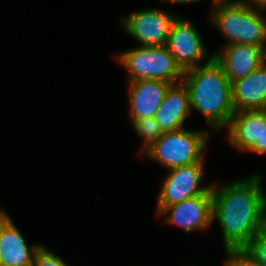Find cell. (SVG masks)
<instances>
[{
  "mask_svg": "<svg viewBox=\"0 0 266 266\" xmlns=\"http://www.w3.org/2000/svg\"><path fill=\"white\" fill-rule=\"evenodd\" d=\"M266 154V123H262L261 133V156Z\"/></svg>",
  "mask_w": 266,
  "mask_h": 266,
  "instance_id": "21",
  "label": "cell"
},
{
  "mask_svg": "<svg viewBox=\"0 0 266 266\" xmlns=\"http://www.w3.org/2000/svg\"><path fill=\"white\" fill-rule=\"evenodd\" d=\"M262 123H266V109L235 112L227 126L226 139L237 151L261 156Z\"/></svg>",
  "mask_w": 266,
  "mask_h": 266,
  "instance_id": "10",
  "label": "cell"
},
{
  "mask_svg": "<svg viewBox=\"0 0 266 266\" xmlns=\"http://www.w3.org/2000/svg\"><path fill=\"white\" fill-rule=\"evenodd\" d=\"M247 5L258 10H266V0H242Z\"/></svg>",
  "mask_w": 266,
  "mask_h": 266,
  "instance_id": "20",
  "label": "cell"
},
{
  "mask_svg": "<svg viewBox=\"0 0 266 266\" xmlns=\"http://www.w3.org/2000/svg\"><path fill=\"white\" fill-rule=\"evenodd\" d=\"M127 84L131 120L154 117L171 85L161 80H136Z\"/></svg>",
  "mask_w": 266,
  "mask_h": 266,
  "instance_id": "13",
  "label": "cell"
},
{
  "mask_svg": "<svg viewBox=\"0 0 266 266\" xmlns=\"http://www.w3.org/2000/svg\"><path fill=\"white\" fill-rule=\"evenodd\" d=\"M211 132L208 130L182 129L164 134L141 155L154 160L164 168L205 162V151Z\"/></svg>",
  "mask_w": 266,
  "mask_h": 266,
  "instance_id": "4",
  "label": "cell"
},
{
  "mask_svg": "<svg viewBox=\"0 0 266 266\" xmlns=\"http://www.w3.org/2000/svg\"><path fill=\"white\" fill-rule=\"evenodd\" d=\"M245 249L266 266V224L251 239Z\"/></svg>",
  "mask_w": 266,
  "mask_h": 266,
  "instance_id": "18",
  "label": "cell"
},
{
  "mask_svg": "<svg viewBox=\"0 0 266 266\" xmlns=\"http://www.w3.org/2000/svg\"><path fill=\"white\" fill-rule=\"evenodd\" d=\"M234 111L266 109V62L232 83Z\"/></svg>",
  "mask_w": 266,
  "mask_h": 266,
  "instance_id": "15",
  "label": "cell"
},
{
  "mask_svg": "<svg viewBox=\"0 0 266 266\" xmlns=\"http://www.w3.org/2000/svg\"><path fill=\"white\" fill-rule=\"evenodd\" d=\"M32 266H70L60 256L49 250L44 244L35 252Z\"/></svg>",
  "mask_w": 266,
  "mask_h": 266,
  "instance_id": "19",
  "label": "cell"
},
{
  "mask_svg": "<svg viewBox=\"0 0 266 266\" xmlns=\"http://www.w3.org/2000/svg\"><path fill=\"white\" fill-rule=\"evenodd\" d=\"M259 173L225 185L212 183L213 221L219 223L224 250L245 248L266 224V193Z\"/></svg>",
  "mask_w": 266,
  "mask_h": 266,
  "instance_id": "1",
  "label": "cell"
},
{
  "mask_svg": "<svg viewBox=\"0 0 266 266\" xmlns=\"http://www.w3.org/2000/svg\"><path fill=\"white\" fill-rule=\"evenodd\" d=\"M162 1V3L165 1L166 3H174V4H189V3H197V2H199V1H201V0H160V2Z\"/></svg>",
  "mask_w": 266,
  "mask_h": 266,
  "instance_id": "22",
  "label": "cell"
},
{
  "mask_svg": "<svg viewBox=\"0 0 266 266\" xmlns=\"http://www.w3.org/2000/svg\"><path fill=\"white\" fill-rule=\"evenodd\" d=\"M131 123L134 131L143 139L141 154L164 134L154 117L131 120Z\"/></svg>",
  "mask_w": 266,
  "mask_h": 266,
  "instance_id": "16",
  "label": "cell"
},
{
  "mask_svg": "<svg viewBox=\"0 0 266 266\" xmlns=\"http://www.w3.org/2000/svg\"><path fill=\"white\" fill-rule=\"evenodd\" d=\"M195 24L182 16L172 23L166 47L183 72L208 63L213 58Z\"/></svg>",
  "mask_w": 266,
  "mask_h": 266,
  "instance_id": "6",
  "label": "cell"
},
{
  "mask_svg": "<svg viewBox=\"0 0 266 266\" xmlns=\"http://www.w3.org/2000/svg\"><path fill=\"white\" fill-rule=\"evenodd\" d=\"M212 3L215 1H228V0H210Z\"/></svg>",
  "mask_w": 266,
  "mask_h": 266,
  "instance_id": "23",
  "label": "cell"
},
{
  "mask_svg": "<svg viewBox=\"0 0 266 266\" xmlns=\"http://www.w3.org/2000/svg\"><path fill=\"white\" fill-rule=\"evenodd\" d=\"M230 83L244 79L265 62L264 49L256 45L227 44L213 53Z\"/></svg>",
  "mask_w": 266,
  "mask_h": 266,
  "instance_id": "11",
  "label": "cell"
},
{
  "mask_svg": "<svg viewBox=\"0 0 266 266\" xmlns=\"http://www.w3.org/2000/svg\"><path fill=\"white\" fill-rule=\"evenodd\" d=\"M165 223L175 225L191 233L205 231L212 224L213 209L211 188L204 194L165 207L158 215Z\"/></svg>",
  "mask_w": 266,
  "mask_h": 266,
  "instance_id": "9",
  "label": "cell"
},
{
  "mask_svg": "<svg viewBox=\"0 0 266 266\" xmlns=\"http://www.w3.org/2000/svg\"><path fill=\"white\" fill-rule=\"evenodd\" d=\"M204 168L205 162H198L169 169L157 197V215L167 206L206 193L212 183L200 185Z\"/></svg>",
  "mask_w": 266,
  "mask_h": 266,
  "instance_id": "7",
  "label": "cell"
},
{
  "mask_svg": "<svg viewBox=\"0 0 266 266\" xmlns=\"http://www.w3.org/2000/svg\"><path fill=\"white\" fill-rule=\"evenodd\" d=\"M174 14V15H173ZM151 8L142 9L120 17V25L140 46L166 45L175 13Z\"/></svg>",
  "mask_w": 266,
  "mask_h": 266,
  "instance_id": "8",
  "label": "cell"
},
{
  "mask_svg": "<svg viewBox=\"0 0 266 266\" xmlns=\"http://www.w3.org/2000/svg\"><path fill=\"white\" fill-rule=\"evenodd\" d=\"M182 82L188 89L190 111L195 110L205 118L209 131L214 133L227 128L235 111L232 84L222 66L212 58L206 64L185 71Z\"/></svg>",
  "mask_w": 266,
  "mask_h": 266,
  "instance_id": "2",
  "label": "cell"
},
{
  "mask_svg": "<svg viewBox=\"0 0 266 266\" xmlns=\"http://www.w3.org/2000/svg\"><path fill=\"white\" fill-rule=\"evenodd\" d=\"M212 25L223 34L227 44L266 47L264 11L250 7L242 0L215 1L212 4Z\"/></svg>",
  "mask_w": 266,
  "mask_h": 266,
  "instance_id": "3",
  "label": "cell"
},
{
  "mask_svg": "<svg viewBox=\"0 0 266 266\" xmlns=\"http://www.w3.org/2000/svg\"><path fill=\"white\" fill-rule=\"evenodd\" d=\"M224 251L226 254L224 266H264L245 248H231Z\"/></svg>",
  "mask_w": 266,
  "mask_h": 266,
  "instance_id": "17",
  "label": "cell"
},
{
  "mask_svg": "<svg viewBox=\"0 0 266 266\" xmlns=\"http://www.w3.org/2000/svg\"><path fill=\"white\" fill-rule=\"evenodd\" d=\"M264 56H265V62H266V47L264 49Z\"/></svg>",
  "mask_w": 266,
  "mask_h": 266,
  "instance_id": "24",
  "label": "cell"
},
{
  "mask_svg": "<svg viewBox=\"0 0 266 266\" xmlns=\"http://www.w3.org/2000/svg\"><path fill=\"white\" fill-rule=\"evenodd\" d=\"M40 244H27L9 214L0 209V266H32Z\"/></svg>",
  "mask_w": 266,
  "mask_h": 266,
  "instance_id": "12",
  "label": "cell"
},
{
  "mask_svg": "<svg viewBox=\"0 0 266 266\" xmlns=\"http://www.w3.org/2000/svg\"><path fill=\"white\" fill-rule=\"evenodd\" d=\"M189 115L191 111L186 85L183 82L171 84L154 118L163 132H173L185 128L183 124Z\"/></svg>",
  "mask_w": 266,
  "mask_h": 266,
  "instance_id": "14",
  "label": "cell"
},
{
  "mask_svg": "<svg viewBox=\"0 0 266 266\" xmlns=\"http://www.w3.org/2000/svg\"><path fill=\"white\" fill-rule=\"evenodd\" d=\"M114 58L128 71L127 82L161 80L170 84L182 82L184 72L166 45L140 46L128 49Z\"/></svg>",
  "mask_w": 266,
  "mask_h": 266,
  "instance_id": "5",
  "label": "cell"
}]
</instances>
